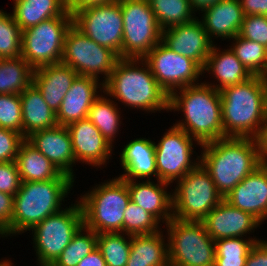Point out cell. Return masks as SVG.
I'll use <instances>...</instances> for the list:
<instances>
[{"label":"cell","mask_w":267,"mask_h":266,"mask_svg":"<svg viewBox=\"0 0 267 266\" xmlns=\"http://www.w3.org/2000/svg\"><path fill=\"white\" fill-rule=\"evenodd\" d=\"M201 147L200 163L223 198L261 165L256 138L225 137Z\"/></svg>","instance_id":"obj_1"},{"label":"cell","mask_w":267,"mask_h":266,"mask_svg":"<svg viewBox=\"0 0 267 266\" xmlns=\"http://www.w3.org/2000/svg\"><path fill=\"white\" fill-rule=\"evenodd\" d=\"M226 137L256 138L267 120V83L261 76L220 91Z\"/></svg>","instance_id":"obj_2"},{"label":"cell","mask_w":267,"mask_h":266,"mask_svg":"<svg viewBox=\"0 0 267 266\" xmlns=\"http://www.w3.org/2000/svg\"><path fill=\"white\" fill-rule=\"evenodd\" d=\"M186 86L169 95V110L184 112L185 119L175 124L197 140L198 145L225 138L220 91L201 83ZM185 120V121H183Z\"/></svg>","instance_id":"obj_3"},{"label":"cell","mask_w":267,"mask_h":266,"mask_svg":"<svg viewBox=\"0 0 267 266\" xmlns=\"http://www.w3.org/2000/svg\"><path fill=\"white\" fill-rule=\"evenodd\" d=\"M138 63L145 68L138 67ZM101 84L103 93L117 98L126 106L149 112L162 109L169 111V95L156 81L143 59L120 58L111 75Z\"/></svg>","instance_id":"obj_4"},{"label":"cell","mask_w":267,"mask_h":266,"mask_svg":"<svg viewBox=\"0 0 267 266\" xmlns=\"http://www.w3.org/2000/svg\"><path fill=\"white\" fill-rule=\"evenodd\" d=\"M73 183L74 179L63 173L52 180L22 182L14 196L9 235L30 231L45 218L60 211L61 202Z\"/></svg>","instance_id":"obj_5"},{"label":"cell","mask_w":267,"mask_h":266,"mask_svg":"<svg viewBox=\"0 0 267 266\" xmlns=\"http://www.w3.org/2000/svg\"><path fill=\"white\" fill-rule=\"evenodd\" d=\"M106 182L80 198L84 226L97 234L122 233L124 212L130 202L127 182L119 177Z\"/></svg>","instance_id":"obj_6"},{"label":"cell","mask_w":267,"mask_h":266,"mask_svg":"<svg viewBox=\"0 0 267 266\" xmlns=\"http://www.w3.org/2000/svg\"><path fill=\"white\" fill-rule=\"evenodd\" d=\"M166 225L169 266H215V241L202 221L172 218Z\"/></svg>","instance_id":"obj_7"},{"label":"cell","mask_w":267,"mask_h":266,"mask_svg":"<svg viewBox=\"0 0 267 266\" xmlns=\"http://www.w3.org/2000/svg\"><path fill=\"white\" fill-rule=\"evenodd\" d=\"M177 182L172 194L173 218L202 221L224 199L201 163Z\"/></svg>","instance_id":"obj_8"},{"label":"cell","mask_w":267,"mask_h":266,"mask_svg":"<svg viewBox=\"0 0 267 266\" xmlns=\"http://www.w3.org/2000/svg\"><path fill=\"white\" fill-rule=\"evenodd\" d=\"M82 226L84 216L79 201L34 226L31 230L40 266H51Z\"/></svg>","instance_id":"obj_9"},{"label":"cell","mask_w":267,"mask_h":266,"mask_svg":"<svg viewBox=\"0 0 267 266\" xmlns=\"http://www.w3.org/2000/svg\"><path fill=\"white\" fill-rule=\"evenodd\" d=\"M73 24V16L67 10L22 31L21 57L33 68L61 63L64 40Z\"/></svg>","instance_id":"obj_10"},{"label":"cell","mask_w":267,"mask_h":266,"mask_svg":"<svg viewBox=\"0 0 267 266\" xmlns=\"http://www.w3.org/2000/svg\"><path fill=\"white\" fill-rule=\"evenodd\" d=\"M123 17L122 58L143 59L161 42L160 29L148 0H118Z\"/></svg>","instance_id":"obj_11"},{"label":"cell","mask_w":267,"mask_h":266,"mask_svg":"<svg viewBox=\"0 0 267 266\" xmlns=\"http://www.w3.org/2000/svg\"><path fill=\"white\" fill-rule=\"evenodd\" d=\"M119 59L114 51L97 44L73 24L68 29L61 63L70 66L79 75L98 79V74H104V83Z\"/></svg>","instance_id":"obj_12"},{"label":"cell","mask_w":267,"mask_h":266,"mask_svg":"<svg viewBox=\"0 0 267 266\" xmlns=\"http://www.w3.org/2000/svg\"><path fill=\"white\" fill-rule=\"evenodd\" d=\"M73 25L97 44L122 58L123 17L120 2L81 8L74 12Z\"/></svg>","instance_id":"obj_13"},{"label":"cell","mask_w":267,"mask_h":266,"mask_svg":"<svg viewBox=\"0 0 267 266\" xmlns=\"http://www.w3.org/2000/svg\"><path fill=\"white\" fill-rule=\"evenodd\" d=\"M143 61L168 95L195 85L199 75L203 74V68L196 61L170 50L162 42L155 45Z\"/></svg>","instance_id":"obj_14"},{"label":"cell","mask_w":267,"mask_h":266,"mask_svg":"<svg viewBox=\"0 0 267 266\" xmlns=\"http://www.w3.org/2000/svg\"><path fill=\"white\" fill-rule=\"evenodd\" d=\"M192 139L197 141L173 125L160 142L154 144L158 180L172 183L184 177L200 163V158H197V163L191 162L194 152Z\"/></svg>","instance_id":"obj_15"},{"label":"cell","mask_w":267,"mask_h":266,"mask_svg":"<svg viewBox=\"0 0 267 266\" xmlns=\"http://www.w3.org/2000/svg\"><path fill=\"white\" fill-rule=\"evenodd\" d=\"M161 42L170 50L196 61L202 68L213 46L201 21L196 18L163 30Z\"/></svg>","instance_id":"obj_16"},{"label":"cell","mask_w":267,"mask_h":266,"mask_svg":"<svg viewBox=\"0 0 267 266\" xmlns=\"http://www.w3.org/2000/svg\"><path fill=\"white\" fill-rule=\"evenodd\" d=\"M231 206L251 214L260 223L267 219V165L261 164L224 197Z\"/></svg>","instance_id":"obj_17"},{"label":"cell","mask_w":267,"mask_h":266,"mask_svg":"<svg viewBox=\"0 0 267 266\" xmlns=\"http://www.w3.org/2000/svg\"><path fill=\"white\" fill-rule=\"evenodd\" d=\"M67 128L75 161L98 167L106 164L112 153V145L88 118L73 122Z\"/></svg>","instance_id":"obj_18"},{"label":"cell","mask_w":267,"mask_h":266,"mask_svg":"<svg viewBox=\"0 0 267 266\" xmlns=\"http://www.w3.org/2000/svg\"><path fill=\"white\" fill-rule=\"evenodd\" d=\"M63 174L74 179L72 164H75L72 139L67 126L56 127L33 132L26 138Z\"/></svg>","instance_id":"obj_19"},{"label":"cell","mask_w":267,"mask_h":266,"mask_svg":"<svg viewBox=\"0 0 267 266\" xmlns=\"http://www.w3.org/2000/svg\"><path fill=\"white\" fill-rule=\"evenodd\" d=\"M202 222L214 241L243 237L261 224L251 214L231 206L224 199L202 219Z\"/></svg>","instance_id":"obj_20"},{"label":"cell","mask_w":267,"mask_h":266,"mask_svg":"<svg viewBox=\"0 0 267 266\" xmlns=\"http://www.w3.org/2000/svg\"><path fill=\"white\" fill-rule=\"evenodd\" d=\"M98 81L90 76L78 75L75 78L56 113L58 125L68 126L87 118L90 107L99 97Z\"/></svg>","instance_id":"obj_21"},{"label":"cell","mask_w":267,"mask_h":266,"mask_svg":"<svg viewBox=\"0 0 267 266\" xmlns=\"http://www.w3.org/2000/svg\"><path fill=\"white\" fill-rule=\"evenodd\" d=\"M78 75L66 64H50L34 69L32 83L39 89L46 104L57 113Z\"/></svg>","instance_id":"obj_22"},{"label":"cell","mask_w":267,"mask_h":266,"mask_svg":"<svg viewBox=\"0 0 267 266\" xmlns=\"http://www.w3.org/2000/svg\"><path fill=\"white\" fill-rule=\"evenodd\" d=\"M134 181L126 180L130 200L148 211L159 222L164 219L167 224L173 218V198L165 191L170 183L157 180L158 184H155L149 179L143 183Z\"/></svg>","instance_id":"obj_23"},{"label":"cell","mask_w":267,"mask_h":266,"mask_svg":"<svg viewBox=\"0 0 267 266\" xmlns=\"http://www.w3.org/2000/svg\"><path fill=\"white\" fill-rule=\"evenodd\" d=\"M202 11L201 23L211 41L214 35L233 39L239 34L244 18L239 0H220Z\"/></svg>","instance_id":"obj_24"},{"label":"cell","mask_w":267,"mask_h":266,"mask_svg":"<svg viewBox=\"0 0 267 266\" xmlns=\"http://www.w3.org/2000/svg\"><path fill=\"white\" fill-rule=\"evenodd\" d=\"M155 142L146 138H137L126 144L121 152V165L124 173L119 178L135 180L157 176L155 159Z\"/></svg>","instance_id":"obj_25"},{"label":"cell","mask_w":267,"mask_h":266,"mask_svg":"<svg viewBox=\"0 0 267 266\" xmlns=\"http://www.w3.org/2000/svg\"><path fill=\"white\" fill-rule=\"evenodd\" d=\"M22 136L58 125L56 113L46 104L39 89L31 83L21 94Z\"/></svg>","instance_id":"obj_26"},{"label":"cell","mask_w":267,"mask_h":266,"mask_svg":"<svg viewBox=\"0 0 267 266\" xmlns=\"http://www.w3.org/2000/svg\"><path fill=\"white\" fill-rule=\"evenodd\" d=\"M218 50L213 44L202 70L203 72H205L204 70L212 71L220 84L208 85L221 91L228 86L241 84L253 77L231 49L224 50V52H218Z\"/></svg>","instance_id":"obj_27"},{"label":"cell","mask_w":267,"mask_h":266,"mask_svg":"<svg viewBox=\"0 0 267 266\" xmlns=\"http://www.w3.org/2000/svg\"><path fill=\"white\" fill-rule=\"evenodd\" d=\"M164 241L161 231L132 235L126 266H169L168 243Z\"/></svg>","instance_id":"obj_28"},{"label":"cell","mask_w":267,"mask_h":266,"mask_svg":"<svg viewBox=\"0 0 267 266\" xmlns=\"http://www.w3.org/2000/svg\"><path fill=\"white\" fill-rule=\"evenodd\" d=\"M16 164L21 182L46 181L58 178L62 172L26 138L21 142Z\"/></svg>","instance_id":"obj_29"},{"label":"cell","mask_w":267,"mask_h":266,"mask_svg":"<svg viewBox=\"0 0 267 266\" xmlns=\"http://www.w3.org/2000/svg\"><path fill=\"white\" fill-rule=\"evenodd\" d=\"M13 17L16 24L25 30L42 21L62 16L66 11L65 0H13Z\"/></svg>","instance_id":"obj_30"},{"label":"cell","mask_w":267,"mask_h":266,"mask_svg":"<svg viewBox=\"0 0 267 266\" xmlns=\"http://www.w3.org/2000/svg\"><path fill=\"white\" fill-rule=\"evenodd\" d=\"M33 71L21 56L0 59V94H21L32 83Z\"/></svg>","instance_id":"obj_31"},{"label":"cell","mask_w":267,"mask_h":266,"mask_svg":"<svg viewBox=\"0 0 267 266\" xmlns=\"http://www.w3.org/2000/svg\"><path fill=\"white\" fill-rule=\"evenodd\" d=\"M148 2L162 31L196 18L192 15L194 11L189 0H148Z\"/></svg>","instance_id":"obj_32"},{"label":"cell","mask_w":267,"mask_h":266,"mask_svg":"<svg viewBox=\"0 0 267 266\" xmlns=\"http://www.w3.org/2000/svg\"><path fill=\"white\" fill-rule=\"evenodd\" d=\"M110 98L99 96L88 112L87 118L102 133L104 138L112 145L113 138L119 129L120 114Z\"/></svg>","instance_id":"obj_33"},{"label":"cell","mask_w":267,"mask_h":266,"mask_svg":"<svg viewBox=\"0 0 267 266\" xmlns=\"http://www.w3.org/2000/svg\"><path fill=\"white\" fill-rule=\"evenodd\" d=\"M257 239L241 237L222 238L215 241V266H245L248 253Z\"/></svg>","instance_id":"obj_34"},{"label":"cell","mask_w":267,"mask_h":266,"mask_svg":"<svg viewBox=\"0 0 267 266\" xmlns=\"http://www.w3.org/2000/svg\"><path fill=\"white\" fill-rule=\"evenodd\" d=\"M83 231L86 232V235ZM96 248L97 233L82 226L51 266H77L85 256Z\"/></svg>","instance_id":"obj_35"},{"label":"cell","mask_w":267,"mask_h":266,"mask_svg":"<svg viewBox=\"0 0 267 266\" xmlns=\"http://www.w3.org/2000/svg\"><path fill=\"white\" fill-rule=\"evenodd\" d=\"M230 49L253 76H261L267 65V48L258 42L240 37L233 38Z\"/></svg>","instance_id":"obj_36"},{"label":"cell","mask_w":267,"mask_h":266,"mask_svg":"<svg viewBox=\"0 0 267 266\" xmlns=\"http://www.w3.org/2000/svg\"><path fill=\"white\" fill-rule=\"evenodd\" d=\"M124 233H99L97 234V248L107 266H126L131 248V235L126 239Z\"/></svg>","instance_id":"obj_37"},{"label":"cell","mask_w":267,"mask_h":266,"mask_svg":"<svg viewBox=\"0 0 267 266\" xmlns=\"http://www.w3.org/2000/svg\"><path fill=\"white\" fill-rule=\"evenodd\" d=\"M22 30L13 15L0 10V59L21 56Z\"/></svg>","instance_id":"obj_38"},{"label":"cell","mask_w":267,"mask_h":266,"mask_svg":"<svg viewBox=\"0 0 267 266\" xmlns=\"http://www.w3.org/2000/svg\"><path fill=\"white\" fill-rule=\"evenodd\" d=\"M159 223L148 211L130 200L124 212L123 233L128 237L155 233L159 231Z\"/></svg>","instance_id":"obj_39"},{"label":"cell","mask_w":267,"mask_h":266,"mask_svg":"<svg viewBox=\"0 0 267 266\" xmlns=\"http://www.w3.org/2000/svg\"><path fill=\"white\" fill-rule=\"evenodd\" d=\"M0 128L11 129L22 135L20 94H0Z\"/></svg>","instance_id":"obj_40"},{"label":"cell","mask_w":267,"mask_h":266,"mask_svg":"<svg viewBox=\"0 0 267 266\" xmlns=\"http://www.w3.org/2000/svg\"><path fill=\"white\" fill-rule=\"evenodd\" d=\"M238 35L242 38L258 42L267 48V16H244Z\"/></svg>","instance_id":"obj_41"},{"label":"cell","mask_w":267,"mask_h":266,"mask_svg":"<svg viewBox=\"0 0 267 266\" xmlns=\"http://www.w3.org/2000/svg\"><path fill=\"white\" fill-rule=\"evenodd\" d=\"M24 139L14 130L0 128V163L15 161L19 146Z\"/></svg>","instance_id":"obj_42"},{"label":"cell","mask_w":267,"mask_h":266,"mask_svg":"<svg viewBox=\"0 0 267 266\" xmlns=\"http://www.w3.org/2000/svg\"><path fill=\"white\" fill-rule=\"evenodd\" d=\"M21 183L16 161L0 163V192L15 196Z\"/></svg>","instance_id":"obj_43"},{"label":"cell","mask_w":267,"mask_h":266,"mask_svg":"<svg viewBox=\"0 0 267 266\" xmlns=\"http://www.w3.org/2000/svg\"><path fill=\"white\" fill-rule=\"evenodd\" d=\"M14 196L0 192V235H9V224L13 215Z\"/></svg>","instance_id":"obj_44"},{"label":"cell","mask_w":267,"mask_h":266,"mask_svg":"<svg viewBox=\"0 0 267 266\" xmlns=\"http://www.w3.org/2000/svg\"><path fill=\"white\" fill-rule=\"evenodd\" d=\"M245 266H267V241H256L248 253Z\"/></svg>","instance_id":"obj_45"},{"label":"cell","mask_w":267,"mask_h":266,"mask_svg":"<svg viewBox=\"0 0 267 266\" xmlns=\"http://www.w3.org/2000/svg\"><path fill=\"white\" fill-rule=\"evenodd\" d=\"M244 16H267V0H239Z\"/></svg>","instance_id":"obj_46"},{"label":"cell","mask_w":267,"mask_h":266,"mask_svg":"<svg viewBox=\"0 0 267 266\" xmlns=\"http://www.w3.org/2000/svg\"><path fill=\"white\" fill-rule=\"evenodd\" d=\"M67 10L73 14L81 8L111 3L117 0H65Z\"/></svg>","instance_id":"obj_47"},{"label":"cell","mask_w":267,"mask_h":266,"mask_svg":"<svg viewBox=\"0 0 267 266\" xmlns=\"http://www.w3.org/2000/svg\"><path fill=\"white\" fill-rule=\"evenodd\" d=\"M256 141L260 162L267 165V120L256 137Z\"/></svg>","instance_id":"obj_48"},{"label":"cell","mask_w":267,"mask_h":266,"mask_svg":"<svg viewBox=\"0 0 267 266\" xmlns=\"http://www.w3.org/2000/svg\"><path fill=\"white\" fill-rule=\"evenodd\" d=\"M77 266H107V264L105 263L101 251L96 248L85 256Z\"/></svg>","instance_id":"obj_49"},{"label":"cell","mask_w":267,"mask_h":266,"mask_svg":"<svg viewBox=\"0 0 267 266\" xmlns=\"http://www.w3.org/2000/svg\"><path fill=\"white\" fill-rule=\"evenodd\" d=\"M220 0H189L190 6L193 11L204 10L214 4H216Z\"/></svg>","instance_id":"obj_50"},{"label":"cell","mask_w":267,"mask_h":266,"mask_svg":"<svg viewBox=\"0 0 267 266\" xmlns=\"http://www.w3.org/2000/svg\"><path fill=\"white\" fill-rule=\"evenodd\" d=\"M261 77L265 80V82L267 83V65H266V68L263 72V74L261 75Z\"/></svg>","instance_id":"obj_51"},{"label":"cell","mask_w":267,"mask_h":266,"mask_svg":"<svg viewBox=\"0 0 267 266\" xmlns=\"http://www.w3.org/2000/svg\"><path fill=\"white\" fill-rule=\"evenodd\" d=\"M12 265V263H11V261H9V260H4V266H11Z\"/></svg>","instance_id":"obj_52"},{"label":"cell","mask_w":267,"mask_h":266,"mask_svg":"<svg viewBox=\"0 0 267 266\" xmlns=\"http://www.w3.org/2000/svg\"><path fill=\"white\" fill-rule=\"evenodd\" d=\"M0 266H4V260L0 262Z\"/></svg>","instance_id":"obj_53"}]
</instances>
